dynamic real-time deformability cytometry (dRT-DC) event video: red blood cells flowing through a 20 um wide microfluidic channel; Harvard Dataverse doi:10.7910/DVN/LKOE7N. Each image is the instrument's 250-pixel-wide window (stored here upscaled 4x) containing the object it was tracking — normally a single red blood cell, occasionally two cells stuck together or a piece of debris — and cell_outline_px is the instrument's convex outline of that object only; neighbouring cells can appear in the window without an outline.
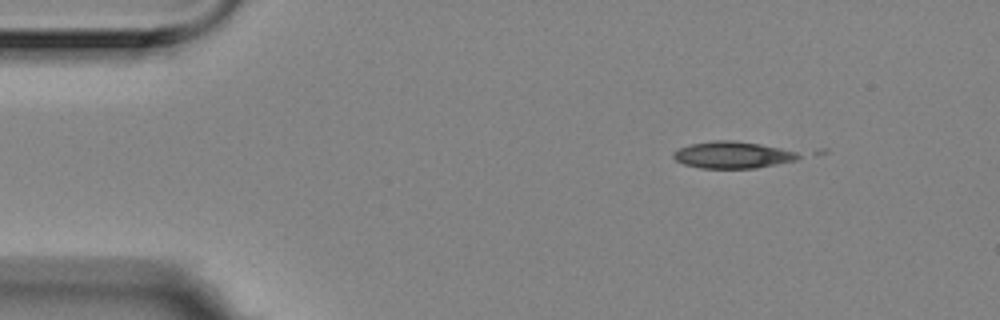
{"species": "Egyptian fruit bat (a non-hibernating species)", "species_latin": "Rousettus aegyptiacus", "temperature_condition": "room temperature", "stored_images_in_passage": 6, "camera_frame_rate_fps": 3000, "um_per_image_px": 0.085, "animal": {"sex": "female"}, "frame": {"image": 1, "passage_image": 1, "time_ms": 0.0, "image_size_px": [1000, 320], "cell_outline_px": [[804, 156], [796, 160], [756, 168], [700, 168], [684, 164], [676, 160], [672, 156], [672, 152], [688, 144], [716, 140], [732, 140], [760, 144], [780, 148], [796, 152]], "centroid_in_image_um": [62.26, 13.16], "position_along_channel_um": 22.7, "area_um2": 19.54}}
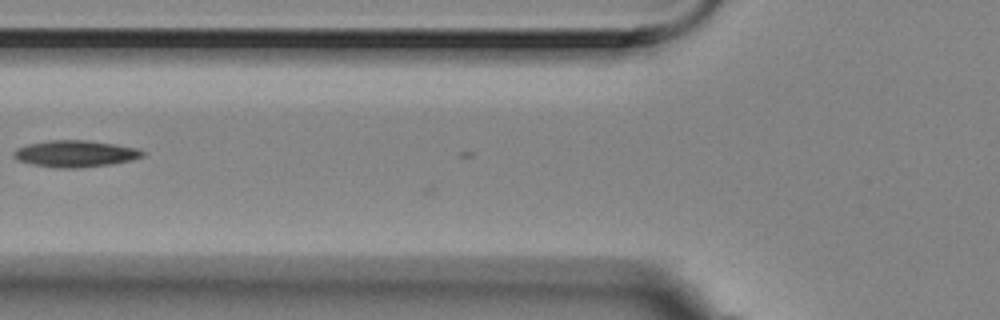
{"frame": {"image": 2, "passage_image": 5, "time_ms": 1.333, "image_size_px": [1000, 320], "cell_outline_px": [[144, 156], [132, 160], [112, 164], [76, 168], [56, 168], [32, 164], [16, 160], [12, 156], [12, 152], [16, 148], [28, 144], [48, 140], [88, 140], [116, 144], [136, 148], [144, 152]], "centroid_in_image_um": [6.37, 13.06], "position_along_channel_um": 119.4, "area_um2": 20.17}}